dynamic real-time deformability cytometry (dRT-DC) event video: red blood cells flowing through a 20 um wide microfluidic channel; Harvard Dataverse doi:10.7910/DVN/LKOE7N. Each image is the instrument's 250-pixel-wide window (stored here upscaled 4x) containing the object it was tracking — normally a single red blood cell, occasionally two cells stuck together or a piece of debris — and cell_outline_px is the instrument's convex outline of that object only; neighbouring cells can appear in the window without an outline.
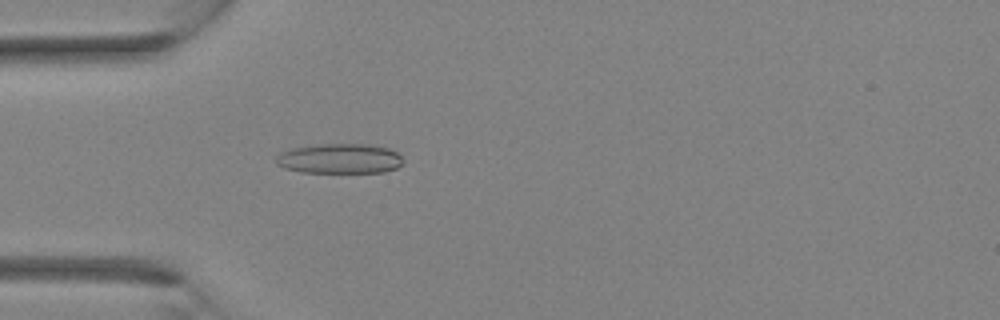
{"species": "Egyptian fruit bat (a non-hibernating species)", "species_latin": "Rousettus aegyptiacus", "temperature_condition": "room temperature", "stored_images_in_passage": 33, "camera_frame_rate_fps": 3000, "um_per_image_px": 0.085, "animal": {"sex": "female"}, "frame": {"image": 1, "passage_image": 9, "time_ms": 2.667, "image_size_px": [1000, 320], "cell_outline_px": [[404, 164], [396, 168], [384, 172], [300, 172], [284, 168], [276, 164], [276, 156], [280, 152], [292, 148], [316, 144], [372, 144], [388, 148], [396, 152], [404, 160]], "centroid_in_image_um": [28.87, 13.48], "position_along_channel_um": 56.1, "area_um2": 22.37}}
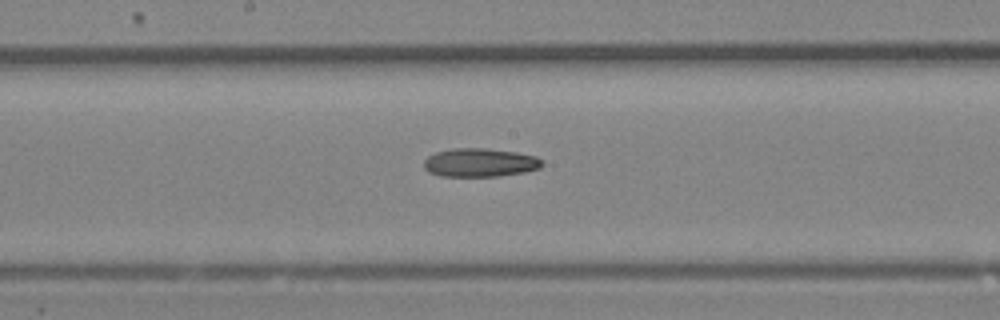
{"frame": {"image": 2, "passage_image": 17, "time_ms": 5.333, "image_size_px": [1000, 320], "cell_outline_px": [[544, 164], [540, 168], [524, 172], [500, 176], [440, 176], [428, 172], [424, 168], [424, 160], [428, 156], [436, 152], [452, 148], [484, 148], [516, 152], [536, 156], [544, 160]], "centroid_in_image_um": [40.81, 13.82], "position_along_channel_um": 207.4, "area_um2": 19.83}}
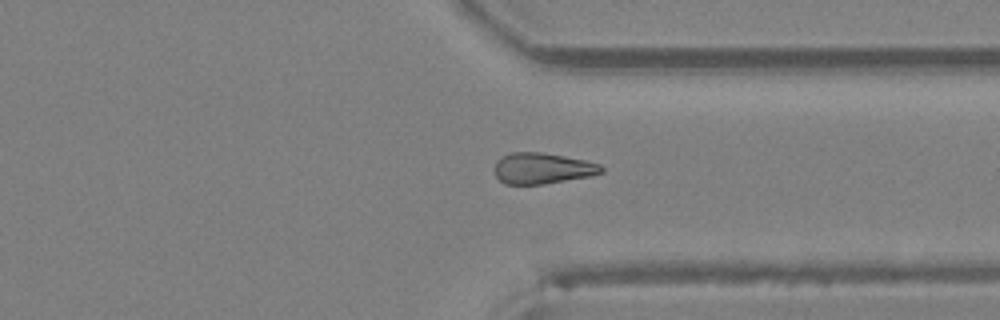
{"frame": {"image": 3, "passage_image": 25, "time_ms": 8.0, "image_size_px": [1000, 320], "cell_outline_px": [[604, 172], [592, 176], [544, 184], [504, 184], [496, 176], [496, 160], [512, 152], [540, 152], [564, 156], [584, 160], [600, 164], [604, 168]], "centroid_in_image_um": [46.14, 14.31], "position_along_channel_um": 365.3, "area_um2": 19.25}}